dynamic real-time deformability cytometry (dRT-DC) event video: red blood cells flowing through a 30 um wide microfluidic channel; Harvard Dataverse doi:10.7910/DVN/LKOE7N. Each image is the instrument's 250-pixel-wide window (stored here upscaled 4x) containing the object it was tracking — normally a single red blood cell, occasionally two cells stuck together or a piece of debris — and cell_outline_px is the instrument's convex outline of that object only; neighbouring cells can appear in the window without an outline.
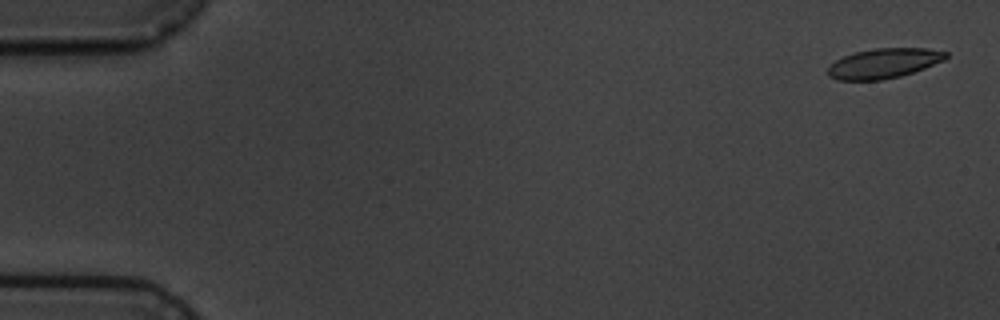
{"species": "common noctule bat (a hibernating species)", "species_latin": "Nyctalus noctula", "temperature_condition": "cold", "stored_images_in_passage": 10, "camera_frame_rate_fps": 3000, "um_per_image_px": 0.085, "animal": {"sex": "male", "body_mass_g": 19.5, "forearm_length_mm": 54.6}, "frame": {"image": 1, "passage_image": 1, "time_ms": 0.0, "image_size_px": [1000, 320], "cell_outline_px": [[948, 56], [944, 60], [924, 68], [900, 76], [880, 80], [836, 80], [828, 76], [828, 68], [836, 60], [844, 56], [856, 52], [876, 48], [928, 48], [948, 52]], "centroid_in_image_um": [75.13, 5.38], "position_along_channel_um": 9.9, "area_um2": 20.4}}
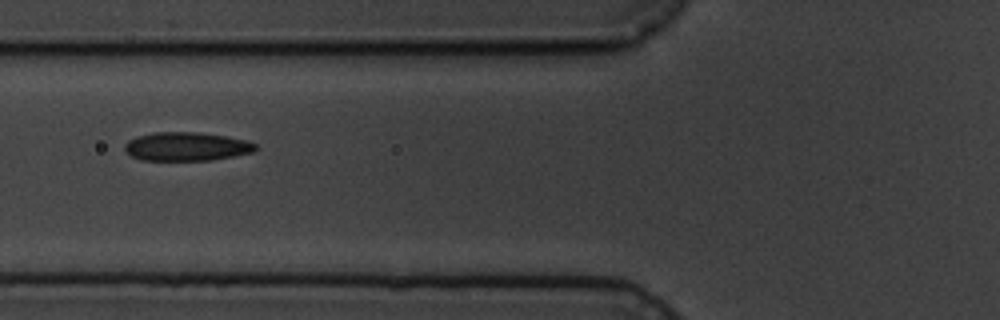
{"frame": {"image": 2, "passage_image": 7, "time_ms": 6.667, "image_size_px": [1000, 320], "cell_outline_px": [[256, 148], [252, 152], [212, 160], [140, 160], [132, 156], [124, 148], [124, 144], [128, 140], [136, 136], [156, 132], [200, 132], [248, 140], [256, 144]], "centroid_in_image_um": [15.83, 12.45], "position_along_channel_um": 110.0, "area_um2": 21.79}}
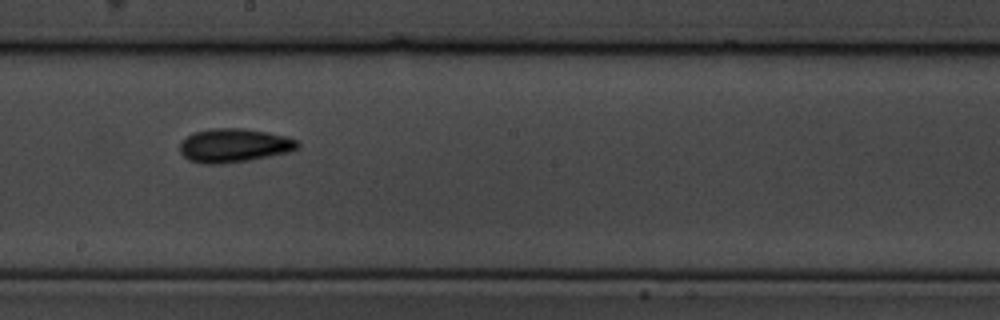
{"frame": {"image": 3, "passage_image": 10, "time_ms": 10.0, "image_size_px": [1000, 320], "cell_outline_px": [[300, 148], [288, 152], [248, 160], [216, 164], [204, 164], [188, 160], [180, 152], [180, 144], [192, 132], [208, 128], [244, 128], [268, 132], [288, 136], [296, 140], [300, 144]], "centroid_in_image_um": [19.9, 12.35], "position_along_channel_um": 228.3, "area_um2": 23.24}}